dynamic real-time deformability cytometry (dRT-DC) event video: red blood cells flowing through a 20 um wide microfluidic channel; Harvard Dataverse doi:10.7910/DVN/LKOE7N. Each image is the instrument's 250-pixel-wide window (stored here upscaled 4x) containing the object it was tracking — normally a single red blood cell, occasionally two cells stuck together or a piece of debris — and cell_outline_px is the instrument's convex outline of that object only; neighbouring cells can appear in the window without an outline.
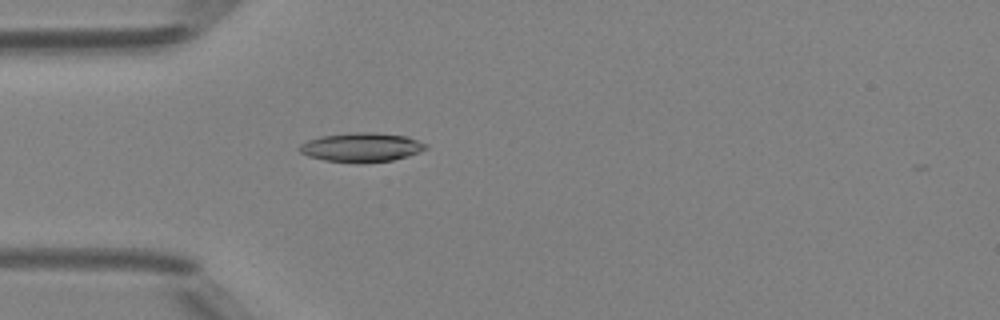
{"species": "Egyptian fruit bat (a non-hibernating species)", "species_latin": "Rousettus aegyptiacus", "temperature_condition": "room temperature", "stored_images_in_passage": 50, "camera_frame_rate_fps": 3000, "um_per_image_px": 0.085, "animal": {"sex": "female"}, "frame": {"image": 1, "passage_image": 15, "time_ms": 4.667, "image_size_px": [1000, 320], "cell_outline_px": [[428, 148], [420, 152], [408, 156], [392, 160], [324, 160], [308, 156], [300, 152], [300, 144], [308, 140], [320, 136], [356, 132], [376, 132], [404, 136], [428, 144]], "centroid_in_image_um": [30.75, 12.47], "position_along_channel_um": 54.3, "area_um2": 20.58}}
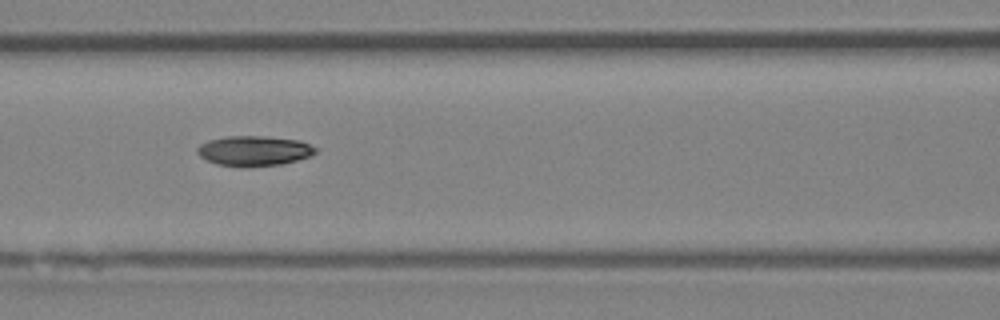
{"frame": {"image": 2, "passage_image": 22, "time_ms": 7.0, "image_size_px": [1000, 320], "cell_outline_px": [[316, 152], [308, 156], [296, 160], [280, 164], [240, 168], [216, 164], [200, 156], [196, 152], [196, 148], [200, 144], [208, 140], [228, 136], [264, 136], [300, 140], [316, 148]], "centroid_in_image_um": [21.54, 12.82], "position_along_channel_um": 145.1, "area_um2": 20.75}}
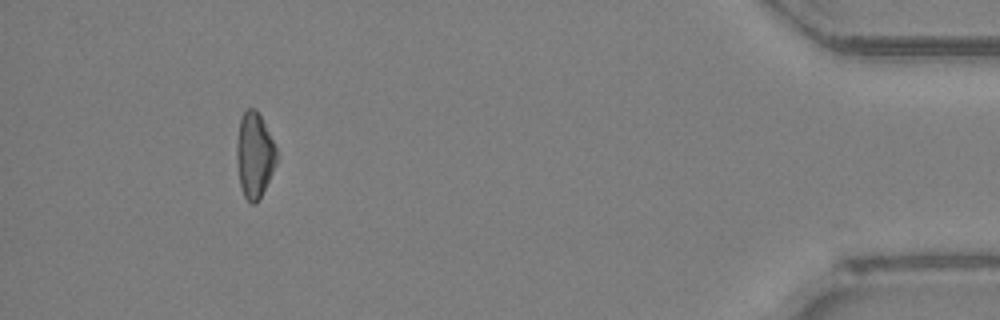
{"frame": {"image": 3, "passage_image": 46, "time_ms": 15.0, "image_size_px": [1000, 320], "cell_outline_px": [[280, 156], [256, 204], [252, 204], [244, 196], [240, 184], [236, 156], [236, 144], [240, 120], [244, 108], [256, 108], [280, 152]], "centroid_in_image_um": [21.65, 13.13], "position_along_channel_um": 413.5, "area_um2": 20.06}, "authors_computed_cell_mechanics": {"area_um2": 20.519, "velocity_mm_per_s": 4.1742, "shape_relaxation_time_tau1_ms": 5.7466, "shape_relaxation_time_tau2_ms": 7.1539, "deformation_change_tau1": 0.165, "deformation_change_tau2": 0.1186}}